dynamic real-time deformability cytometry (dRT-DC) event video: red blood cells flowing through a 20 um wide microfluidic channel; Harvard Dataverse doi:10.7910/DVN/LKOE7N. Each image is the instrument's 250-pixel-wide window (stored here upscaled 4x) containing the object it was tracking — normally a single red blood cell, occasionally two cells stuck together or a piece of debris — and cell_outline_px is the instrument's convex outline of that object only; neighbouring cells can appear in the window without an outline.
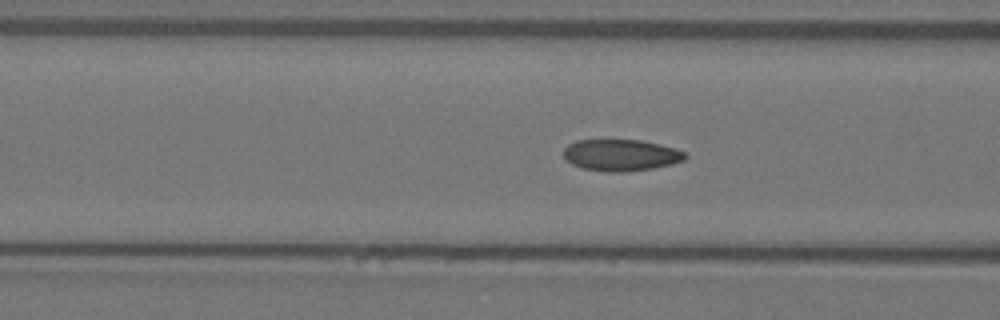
{"species": "Egyptian fruit bat (a non-hibernating species)", "species_latin": "Rousettus aegyptiacus", "temperature_condition": "warm", "stored_images_in_passage": 58, "camera_frame_rate_fps": 3000, "um_per_image_px": 0.085, "animal": {"sex": "female"}, "frame": {"image": 1, "passage_image": 21, "time_ms": 6.667, "image_size_px": [1000, 320], "cell_outline_px": [[688, 156], [684, 160], [672, 164], [652, 168], [624, 172], [608, 172], [580, 168], [564, 160], [564, 148], [568, 144], [576, 140], [640, 140], [660, 144], [676, 148], [684, 152]], "centroid_in_image_um": [52.76, 13.19], "position_along_channel_um": 113.8, "area_um2": 22.54}}
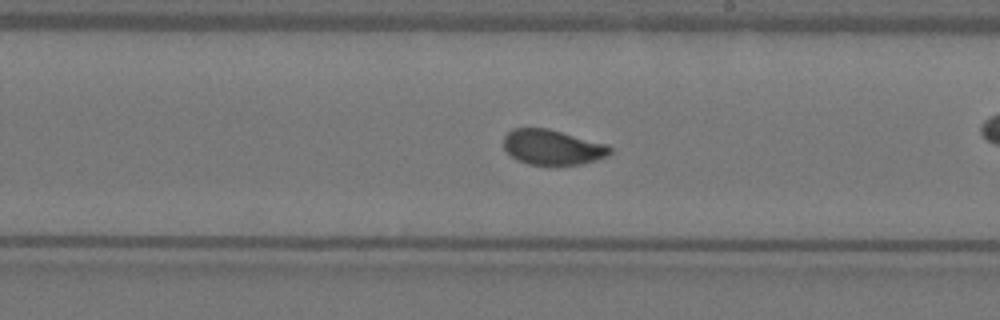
{"frame": {"image": 2, "passage_image": 32, "time_ms": 10.333, "image_size_px": [1000, 320], "cell_outline_px": [[612, 152], [608, 156], [596, 160], [580, 164], [528, 164], [516, 160], [504, 148], [504, 136], [512, 128], [548, 128], [608, 144], [612, 148]], "centroid_in_image_um": [46.98, 12.5], "position_along_channel_um": 242.0, "area_um2": 21.79}}
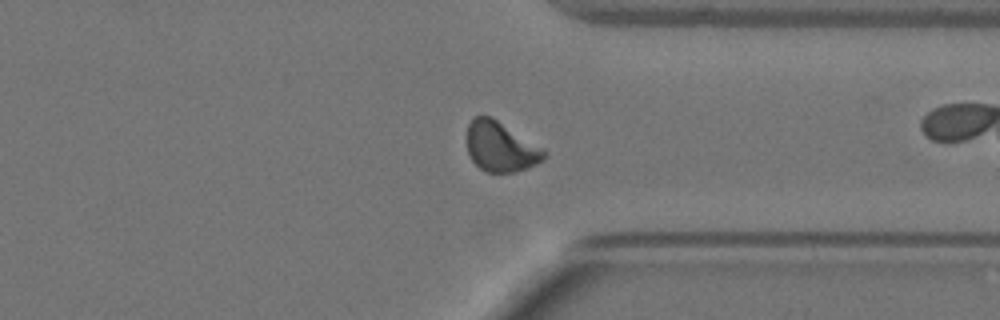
{"frame": {"image": 3, "passage_image": 43, "time_ms": 14.0, "image_size_px": [1000, 320], "cell_outline_px": [[548, 156], [544, 160], [536, 164], [516, 172], [484, 172], [472, 160], [468, 152], [464, 140], [468, 124], [472, 116], [492, 116], [544, 148], [548, 152]], "centroid_in_image_um": [42.54, 12.45], "position_along_channel_um": 368.9, "area_um2": 23.12}, "authors_computed_cell_mechanics": {"area_um2": 22.1374, "velocity_mm_per_s": 3.5073, "shape_relaxation_time_tau1_ms": 5.5435, "shape_relaxation_time_tau2_ms": 0.8831, "deformation_change_tau1": 0.1347, "deformation_change_tau2": 0.0508}}